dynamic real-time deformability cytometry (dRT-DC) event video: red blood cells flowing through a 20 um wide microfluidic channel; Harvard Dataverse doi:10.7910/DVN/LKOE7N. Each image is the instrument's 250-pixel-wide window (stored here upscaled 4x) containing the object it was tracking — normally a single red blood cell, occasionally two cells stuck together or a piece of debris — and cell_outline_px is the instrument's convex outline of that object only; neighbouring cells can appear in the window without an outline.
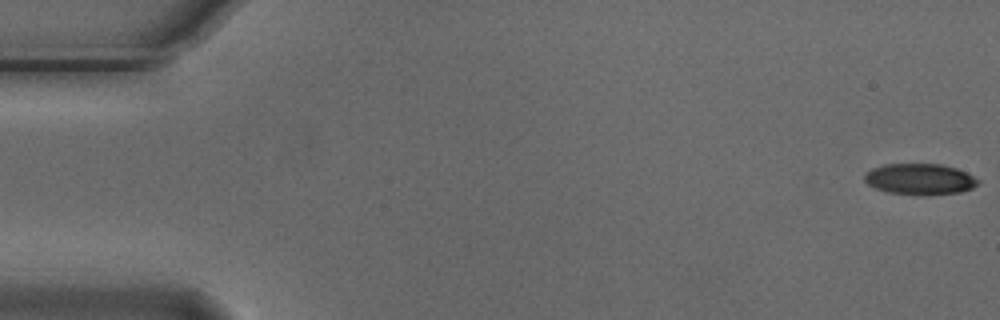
{"species": "Egyptian fruit bat (a non-hibernating species)", "species_latin": "Rousettus aegyptiacus", "temperature_condition": "cold", "stored_images_in_passage": 6, "camera_frame_rate_fps": 3000, "um_per_image_px": 0.085, "animal": {"sex": "male"}, "frame": {"image": 1, "passage_image": 1, "time_ms": 0.0, "image_size_px": [1000, 320], "cell_outline_px": [[980, 184], [972, 188], [960, 192], [924, 196], [920, 196], [888, 192], [876, 188], [868, 184], [864, 180], [864, 176], [872, 168], [884, 164], [940, 164], [956, 168], [980, 180]], "centroid_in_image_um": [78.2, 15.24], "position_along_channel_um": 6.8, "area_um2": 20.63}}
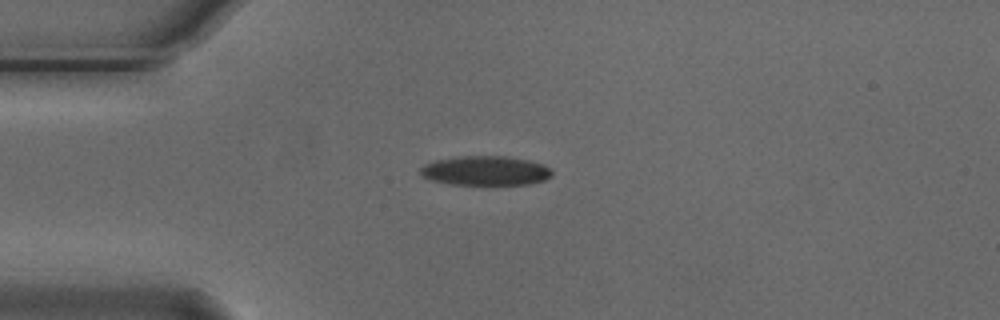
{"frame": {"image": 2, "passage_image": 4, "time_ms": 1.0, "image_size_px": [1000, 320], "cell_outline_px": [[552, 176], [544, 180], [528, 184], [448, 184], [428, 180], [420, 176], [420, 168], [424, 164], [436, 160], [460, 156], [504, 156], [528, 160], [544, 164], [552, 172]], "centroid_in_image_um": [41.22, 14.51], "position_along_channel_um": 43.8, "area_um2": 22.6}}
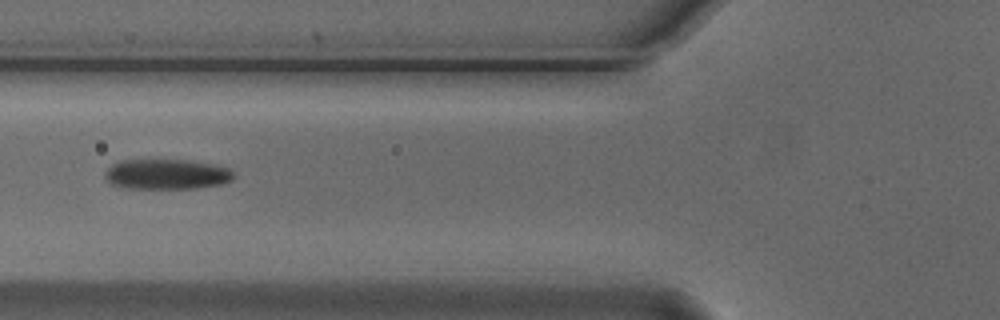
{"frame": {"image": 3, "passage_image": 6, "time_ms": 1.667, "image_size_px": [1000, 320], "cell_outline_px": [[236, 176], [232, 180], [220, 184], [196, 188], [124, 188], [112, 184], [104, 176], [108, 168], [112, 164], [120, 160], [188, 160], [212, 164], [228, 168]], "centroid_in_image_um": [14.17, 14.81], "position_along_channel_um": 111.6, "area_um2": 22.54}}